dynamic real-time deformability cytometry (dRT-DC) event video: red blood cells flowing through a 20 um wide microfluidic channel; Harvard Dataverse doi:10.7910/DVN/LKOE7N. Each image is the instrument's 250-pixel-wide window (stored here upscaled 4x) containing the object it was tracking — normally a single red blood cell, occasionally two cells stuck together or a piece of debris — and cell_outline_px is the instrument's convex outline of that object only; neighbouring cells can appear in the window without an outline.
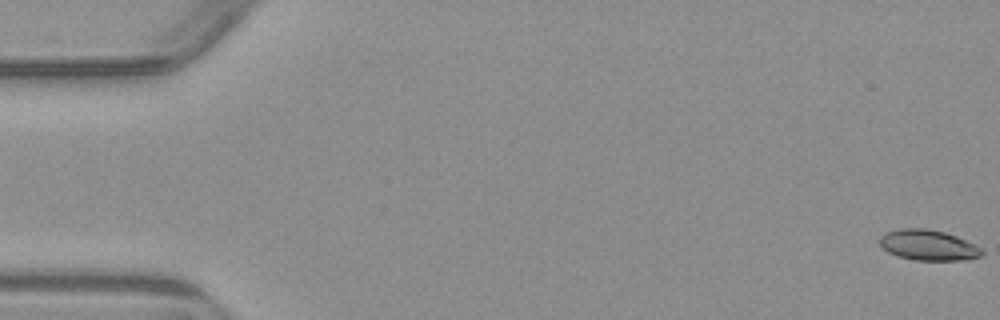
{"species": "common noctule bat (a hibernating species)", "species_latin": "Nyctalus noctula", "temperature_condition": "warm", "stored_images_in_passage": 5, "camera_frame_rate_fps": 3000, "um_per_image_px": 0.085, "animal": {"sex": "male", "body_mass_g": 23.1, "forearm_length_mm": 52.7}, "frame": {"image": 1, "passage_image": 1, "time_ms": 0.0, "image_size_px": [1000, 320], "cell_outline_px": [[984, 252], [980, 256], [968, 260], [916, 260], [900, 256], [888, 252], [880, 244], [880, 236], [888, 232], [900, 228], [924, 228], [944, 232], [956, 236], [976, 244], [984, 248]], "centroid_in_image_um": [78.96, 20.84], "position_along_channel_um": 6.0, "area_um2": 18.15}}
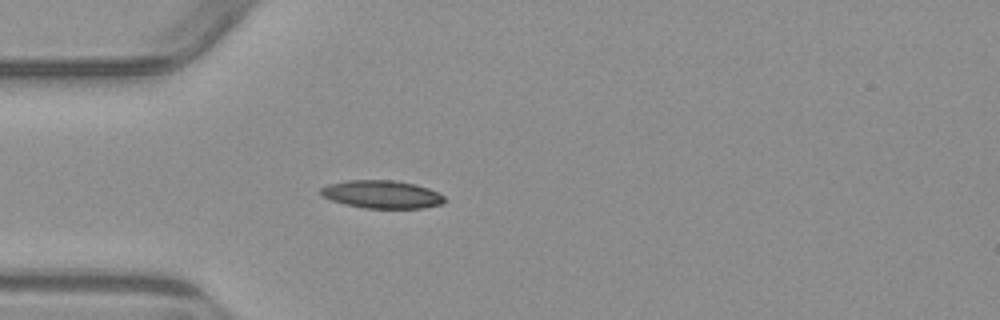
{"frame": {"image": 2, "passage_image": 5, "time_ms": 5.0, "image_size_px": [1000, 320], "cell_outline_px": [[444, 200], [440, 204], [420, 208], [364, 208], [344, 204], [332, 200], [324, 196], [320, 192], [320, 188], [328, 184], [348, 180], [392, 180], [416, 184], [440, 192], [444, 196]], "centroid_in_image_um": [32.46, 16.51], "position_along_channel_um": 52.5, "area_um2": 20.06}}